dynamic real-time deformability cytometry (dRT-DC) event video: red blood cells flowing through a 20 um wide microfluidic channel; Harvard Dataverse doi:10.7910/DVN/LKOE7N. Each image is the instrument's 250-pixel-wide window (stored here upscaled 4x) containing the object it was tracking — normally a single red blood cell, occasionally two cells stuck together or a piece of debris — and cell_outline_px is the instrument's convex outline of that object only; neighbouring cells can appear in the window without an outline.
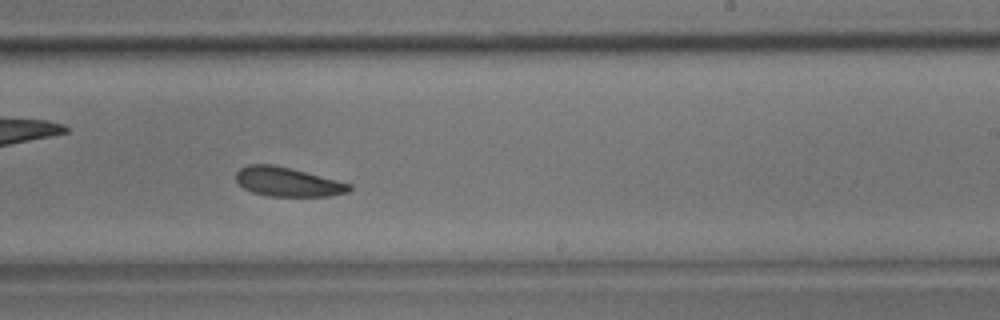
{"species": "common noctule bat (a hibernating species)", "species_latin": "Nyctalus noctula", "temperature_condition": "room temperature", "stored_images_in_passage": 35, "camera_frame_rate_fps": 3000, "um_per_image_px": 0.085, "animal": {"sex": "male", "body_mass_g": 17.9}, "frame": {"image": 1, "passage_image": 20, "time_ms": 6.333, "image_size_px": [1000, 320], "cell_outline_px": [[352, 188], [348, 192], [328, 196], [268, 196], [252, 192], [244, 188], [236, 180], [236, 172], [240, 168], [248, 164], [272, 164], [352, 184]], "centroid_in_image_um": [24.42, 15.46], "position_along_channel_um": 264.6, "area_um2": 19.02}}